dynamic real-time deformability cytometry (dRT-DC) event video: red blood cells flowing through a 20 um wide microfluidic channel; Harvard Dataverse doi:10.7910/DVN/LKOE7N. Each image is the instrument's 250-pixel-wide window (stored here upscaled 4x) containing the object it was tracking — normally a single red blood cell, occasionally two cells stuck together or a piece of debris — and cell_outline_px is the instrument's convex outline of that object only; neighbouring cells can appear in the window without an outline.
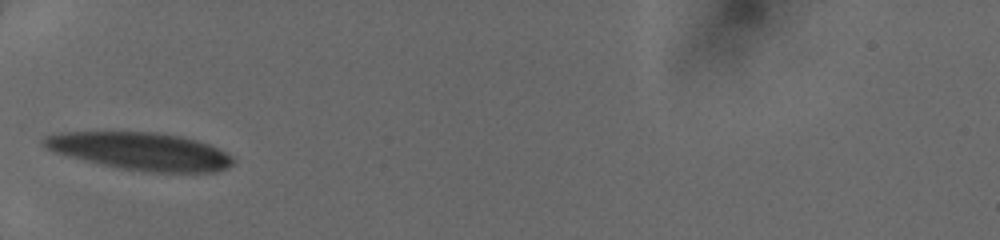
{"species": "human", "species_latin": "Homo sapiens", "temperature_condition": "cold", "stored_images_in_passage": 26, "camera_frame_rate_fps": 3000, "um_per_image_px": 0.085, "donor": {"sex": "female"}, "frame": {"image": 1, "passage_image": 1, "time_ms": 0.0, "image_size_px": [1000, 240], "cell_outline_px": [[236, 160], [228, 168], [216, 172], [148, 172], [120, 168], [100, 164], [68, 156], [44, 148], [40, 140], [44, 136], [60, 132], [156, 132], [180, 136], [196, 140], [208, 144], [232, 156]], "centroid_in_image_um": [11.92, 12.85], "position_along_channel_um": 73.1, "area_um2": 41.5}}
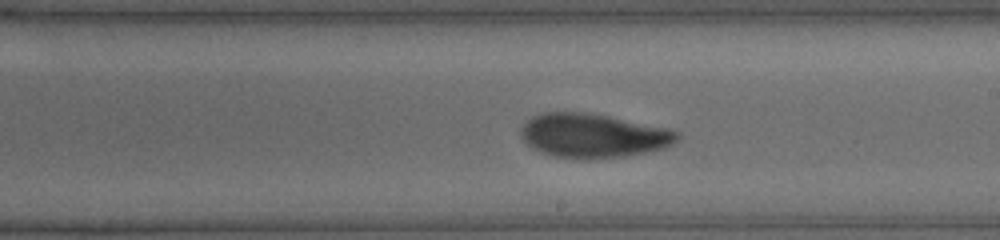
{"frame": {"image": 2, "passage_image": 13, "time_ms": 4.0, "image_size_px": [1000, 240], "cell_outline_px": [[680, 136], [672, 144], [664, 148], [624, 156], [588, 160], [552, 156], [540, 152], [532, 148], [520, 136], [520, 128], [532, 116], [544, 112], [588, 112], [668, 128], [680, 132]], "centroid_in_image_um": [50.39, 11.53], "position_along_channel_um": 238.6, "area_um2": 40.29}}
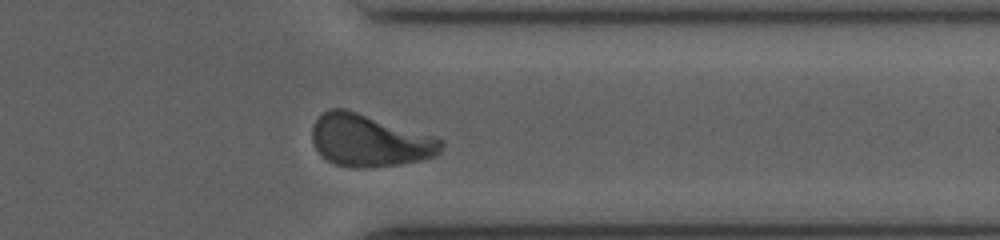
{"frame": {"image": 3, "passage_image": 23, "time_ms": 7.333, "image_size_px": [1000, 240], "cell_outline_px": [[444, 144], [440, 152], [436, 156], [420, 160], [400, 164], [364, 168], [352, 168], [336, 164], [328, 160], [312, 144], [312, 124], [328, 108], [344, 108], [444, 140]], "centroid_in_image_um": [31.38, 11.96], "position_along_channel_um": 380.0, "area_um2": 38.78}}